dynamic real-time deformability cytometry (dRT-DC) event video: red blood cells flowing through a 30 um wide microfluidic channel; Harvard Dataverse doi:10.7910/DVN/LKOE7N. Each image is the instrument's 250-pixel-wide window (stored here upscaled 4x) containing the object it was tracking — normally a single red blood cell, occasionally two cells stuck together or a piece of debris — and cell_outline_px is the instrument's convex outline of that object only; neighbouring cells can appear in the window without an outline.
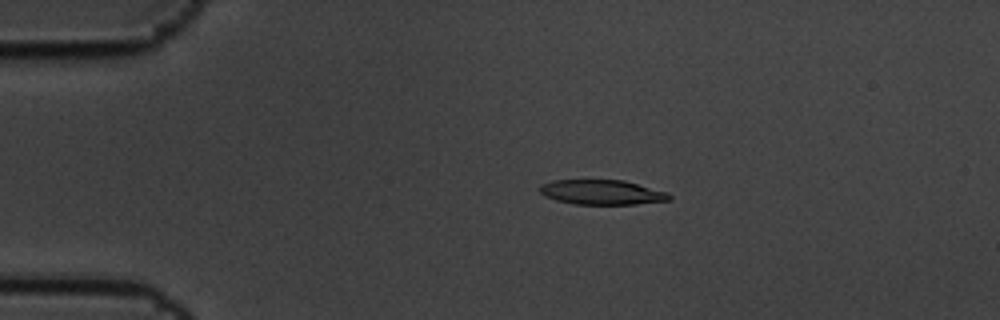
{"species": "common noctule bat (a hibernating species)", "species_latin": "Nyctalus noctula", "temperature_condition": "cold", "stored_images_in_passage": 4, "camera_frame_rate_fps": 3000, "um_per_image_px": 0.085, "animal": {"sex": "male", "body_mass_g": 19.5, "forearm_length_mm": 54.6}, "frame": {"image": 1, "passage_image": 2, "time_ms": 0.333, "image_size_px": [1000, 320], "cell_outline_px": [[672, 200], [636, 204], [572, 204], [556, 200], [544, 196], [540, 192], [540, 184], [552, 180], [624, 180], [668, 192], [672, 196]], "centroid_in_image_um": [51.17, 16.34], "position_along_channel_um": 33.8, "area_um2": 18.84}}